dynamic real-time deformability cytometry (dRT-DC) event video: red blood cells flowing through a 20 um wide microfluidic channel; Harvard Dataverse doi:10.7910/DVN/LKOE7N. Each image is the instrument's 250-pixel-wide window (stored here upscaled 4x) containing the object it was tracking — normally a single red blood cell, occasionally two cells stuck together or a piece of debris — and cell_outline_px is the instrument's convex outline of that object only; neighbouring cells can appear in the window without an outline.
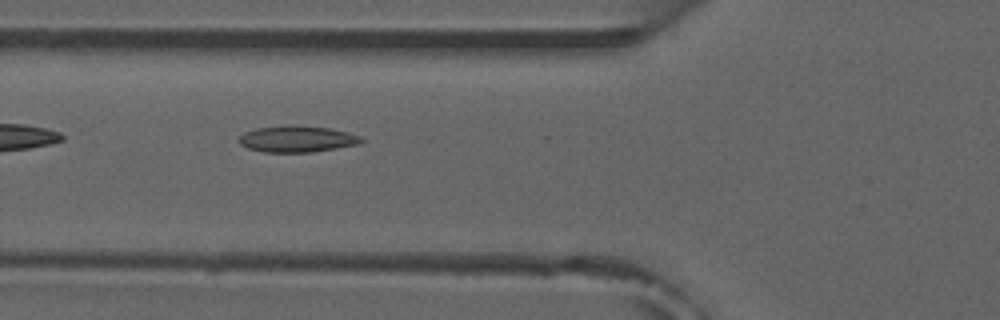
{"species": "common noctule bat (a hibernating species)", "species_latin": "Nyctalus noctula", "temperature_condition": "room temperature", "stored_images_in_passage": 2, "camera_frame_rate_fps": 3000, "um_per_image_px": 0.085, "animal": {"sex": "male", "forearm_length_mm": 52.5}, "frame": {"image": 1, "passage_image": 2, "time_ms": 1.333, "image_size_px": [1000, 320], "cell_outline_px": [[364, 140], [360, 144], [312, 152], [264, 152], [248, 148], [240, 144], [236, 140], [244, 132], [256, 128], [296, 124], [328, 128], [348, 132], [360, 136]], "centroid_in_image_um": [25.24, 11.8], "position_along_channel_um": 100.6, "area_um2": 18.96}}